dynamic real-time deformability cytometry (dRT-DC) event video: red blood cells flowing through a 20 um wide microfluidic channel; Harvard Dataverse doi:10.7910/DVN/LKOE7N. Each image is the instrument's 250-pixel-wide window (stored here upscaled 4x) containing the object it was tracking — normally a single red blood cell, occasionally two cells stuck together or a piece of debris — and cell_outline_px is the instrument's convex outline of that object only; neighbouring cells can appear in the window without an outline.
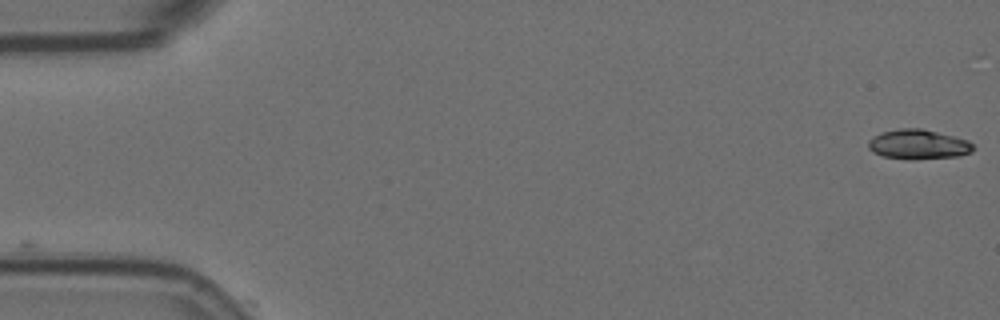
{"species": "Egyptian fruit bat (a non-hibernating species)", "species_latin": "Rousettus aegyptiacus", "temperature_condition": "room temperature", "stored_images_in_passage": 2, "camera_frame_rate_fps": 3000, "um_per_image_px": 0.085, "animal": {"sex": "female"}, "frame": {"image": 1, "passage_image": 1, "time_ms": 0.0, "image_size_px": [1000, 320], "cell_outline_px": [[976, 148], [972, 152], [960, 156], [884, 156], [872, 152], [868, 148], [868, 140], [872, 136], [884, 132], [900, 128], [920, 128], [968, 140]], "centroid_in_image_um": [78.06, 12.22], "position_along_channel_um": 6.9, "area_um2": 17.11}}